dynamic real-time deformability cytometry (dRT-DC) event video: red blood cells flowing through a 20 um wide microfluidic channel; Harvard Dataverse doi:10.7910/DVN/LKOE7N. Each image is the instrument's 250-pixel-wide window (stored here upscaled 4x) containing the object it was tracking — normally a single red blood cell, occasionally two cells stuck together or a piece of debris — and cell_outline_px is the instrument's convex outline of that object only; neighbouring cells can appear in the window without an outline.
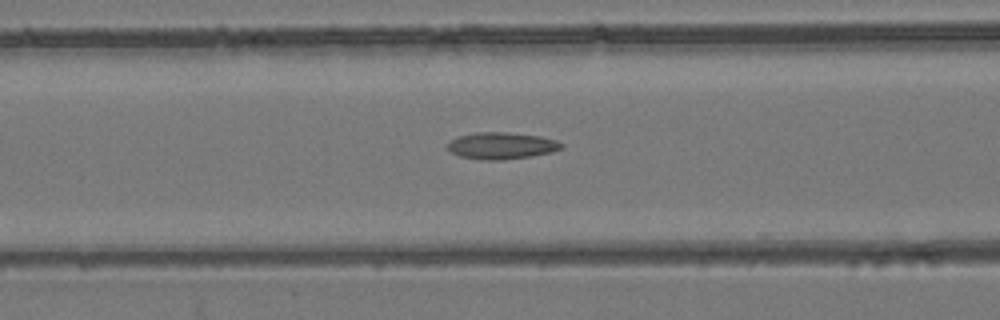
{"species": "common noctule bat (a hibernating species)", "species_latin": "Nyctalus noctula", "temperature_condition": "room temperature", "stored_images_in_passage": 28, "camera_frame_rate_fps": 3000, "um_per_image_px": 0.085, "animal": {"sex": "female", "body_mass_g": 24.6, "forearm_length_mm": 56.2}, "frame": {"image": 1, "passage_image": 7, "time_ms": 2.0, "image_size_px": [1000, 320], "cell_outline_px": [[564, 148], [552, 152], [532, 156], [504, 160], [480, 160], [460, 156], [452, 152], [448, 148], [448, 144], [452, 140], [460, 136], [476, 132], [504, 132], [540, 136], [556, 140], [564, 144]], "centroid_in_image_um": [42.68, 12.39], "position_along_channel_um": 123.9, "area_um2": 17.74}}
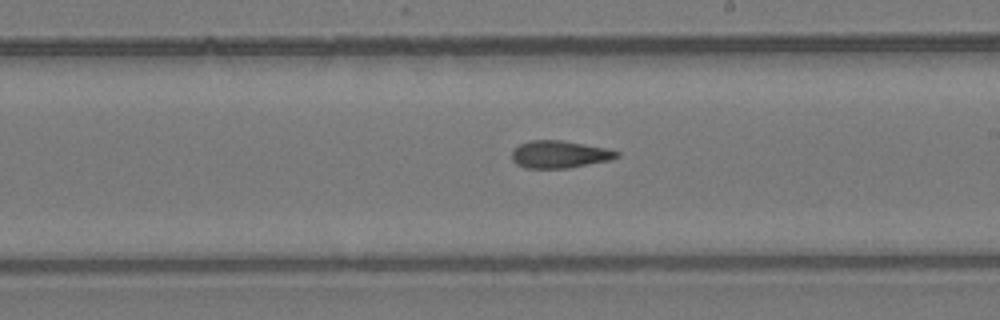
{"frame": {"image": 2, "passage_image": 16, "time_ms": 5.0, "image_size_px": [1000, 320], "cell_outline_px": [[620, 156], [608, 160], [568, 168], [524, 168], [516, 164], [512, 160], [512, 152], [520, 144], [528, 140], [560, 140], [584, 144], [604, 148], [620, 152]], "centroid_in_image_um": [47.52, 13.12], "position_along_channel_um": 241.5, "area_um2": 16.59}}
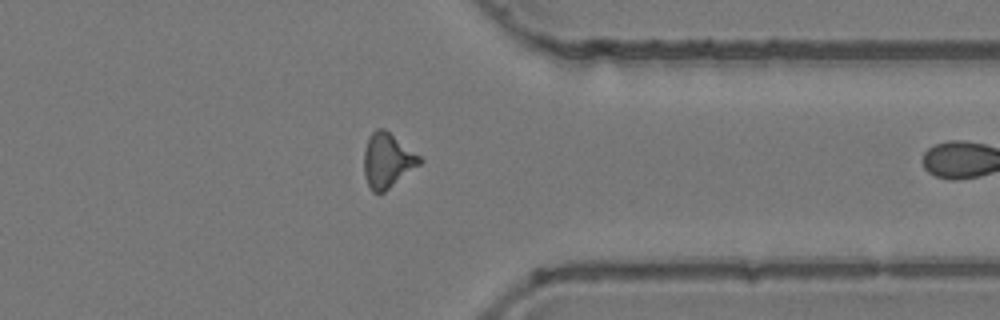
{"frame": {"image": 3, "passage_image": 27, "time_ms": 8.667, "image_size_px": [1000, 320], "cell_outline_px": [[424, 160], [420, 164], [384, 192], [372, 192], [364, 176], [364, 148], [368, 136], [376, 128], [384, 128], [420, 156]], "centroid_in_image_um": [32.91, 13.62], "position_along_channel_um": 378.5, "area_um2": 17.63}}